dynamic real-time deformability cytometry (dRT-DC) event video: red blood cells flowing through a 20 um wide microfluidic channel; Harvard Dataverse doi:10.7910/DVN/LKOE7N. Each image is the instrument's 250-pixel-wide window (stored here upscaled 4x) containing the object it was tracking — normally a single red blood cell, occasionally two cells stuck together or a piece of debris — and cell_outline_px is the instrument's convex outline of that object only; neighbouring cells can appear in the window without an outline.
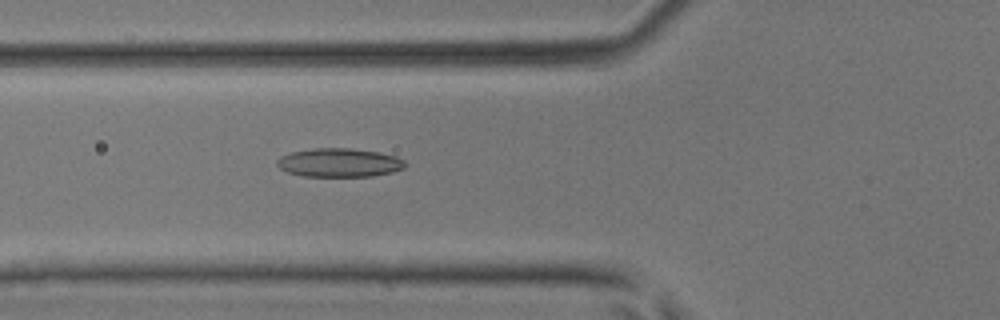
{"species": "common noctule bat (a hibernating species)", "species_latin": "Nyctalus noctula", "temperature_condition": "room temperature", "stored_images_in_passage": 38, "camera_frame_rate_fps": 3000, "um_per_image_px": 0.085, "animal": {"sex": "male", "body_mass_g": 17.9, "forearm_length_mm": 54.2}, "frame": {"image": 1, "passage_image": 8, "time_ms": 2.333, "image_size_px": [1000, 320], "cell_outline_px": [[404, 168], [392, 172], [372, 176], [304, 176], [288, 172], [280, 168], [276, 164], [276, 160], [280, 156], [292, 152], [316, 148], [352, 148], [380, 152], [396, 156], [404, 160]], "centroid_in_image_um": [28.84, 13.82], "position_along_channel_um": 97.0, "area_um2": 21.39}}
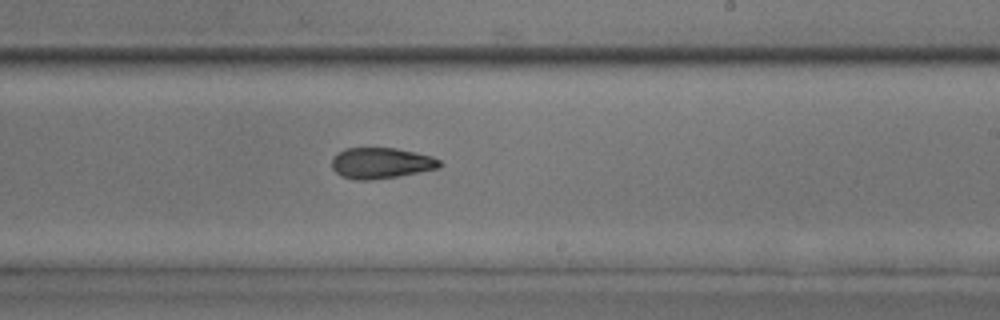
{"frame": {"image": 2, "passage_image": 19, "time_ms": 6.0, "image_size_px": [1000, 320], "cell_outline_px": [[444, 164], [440, 168], [400, 176], [368, 180], [356, 180], [340, 176], [332, 168], [332, 156], [336, 152], [344, 148], [396, 148], [416, 152], [432, 156], [440, 160]], "centroid_in_image_um": [32.39, 13.86], "position_along_channel_um": 256.6, "area_um2": 19.77}}
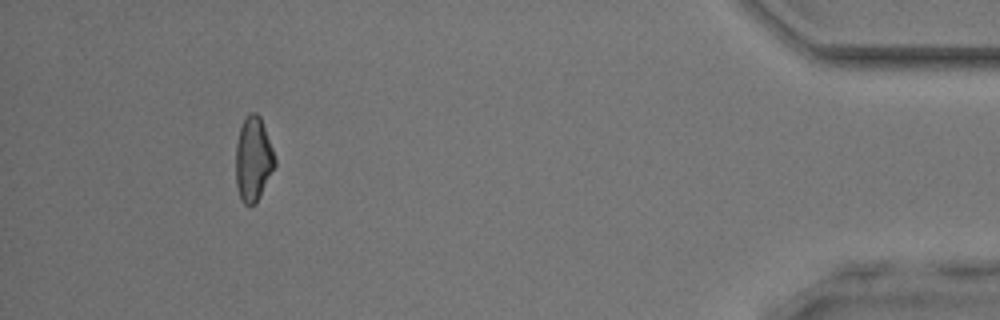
{"frame": {"image": 3, "passage_image": 34, "time_ms": 11.0, "image_size_px": [1000, 320], "cell_outline_px": [[276, 164], [256, 204], [244, 204], [240, 200], [236, 184], [236, 144], [240, 128], [248, 112], [256, 112], [260, 116], [272, 148], [276, 160]], "centroid_in_image_um": [21.52, 13.53], "position_along_channel_um": 413.7, "area_um2": 19.13}}